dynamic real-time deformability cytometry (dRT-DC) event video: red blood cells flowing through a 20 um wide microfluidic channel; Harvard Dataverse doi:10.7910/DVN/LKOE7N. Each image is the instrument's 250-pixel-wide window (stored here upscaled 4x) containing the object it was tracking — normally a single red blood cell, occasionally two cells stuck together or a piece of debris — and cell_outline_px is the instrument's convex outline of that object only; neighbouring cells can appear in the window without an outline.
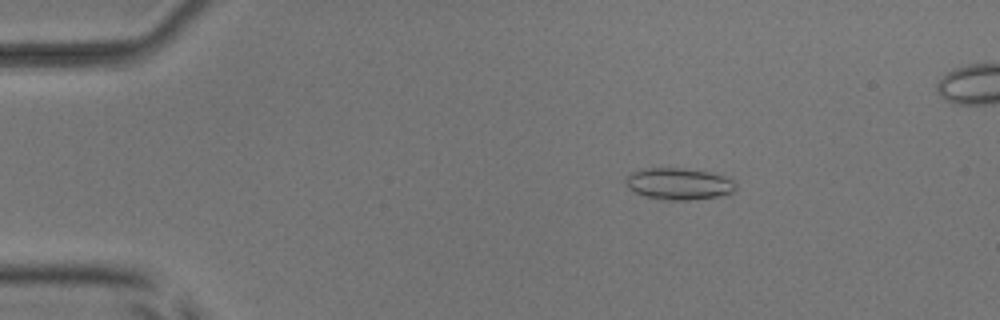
{"species": "common noctule bat (a hibernating species)", "species_latin": "Nyctalus noctula", "temperature_condition": "room temperature", "stored_images_in_passage": 6, "camera_frame_rate_fps": 3000, "um_per_image_px": 0.085, "animal": {"sex": "male", "body_mass_g": 17.9, "forearm_length_mm": 54.2}, "frame": {"image": 1, "passage_image": 3, "time_ms": 2.333, "image_size_px": [1000, 320], "cell_outline_px": [[736, 188], [732, 192], [720, 196], [688, 200], [660, 200], [644, 196], [628, 188], [624, 184], [624, 180], [628, 172], [648, 168], [680, 168], [712, 172], [732, 176], [736, 184]], "centroid_in_image_um": [57.71, 15.61], "position_along_channel_um": 27.3, "area_um2": 20.87}}